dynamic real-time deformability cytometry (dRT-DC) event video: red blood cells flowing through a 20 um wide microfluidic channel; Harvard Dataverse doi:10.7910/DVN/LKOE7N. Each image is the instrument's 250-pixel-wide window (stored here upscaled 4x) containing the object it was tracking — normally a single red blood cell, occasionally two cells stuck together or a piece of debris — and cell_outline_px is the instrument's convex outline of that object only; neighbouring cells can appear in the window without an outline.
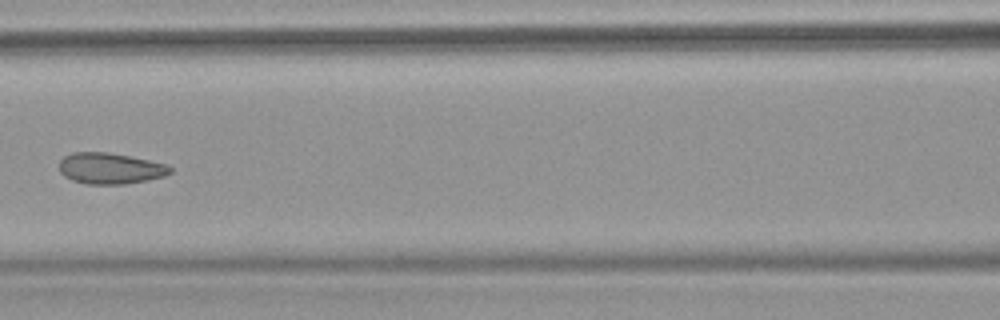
{"species": "common noctule bat (a hibernating species)", "species_latin": "Nyctalus noctula", "temperature_condition": "warm", "stored_images_in_passage": 7, "camera_frame_rate_fps": 3000, "um_per_image_px": 0.085, "animal": {"sex": "female", "body_mass_g": 18.4}, "frame": {"image": 1, "passage_image": 6, "time_ms": 7.0, "image_size_px": [1000, 320], "cell_outline_px": [[172, 172], [164, 176], [148, 180], [124, 184], [84, 184], [72, 180], [64, 176], [60, 172], [60, 160], [64, 156], [72, 152], [108, 152], [168, 164], [172, 168]], "centroid_in_image_um": [9.36, 14.31], "position_along_channel_um": 157.2, "area_um2": 20.17}}
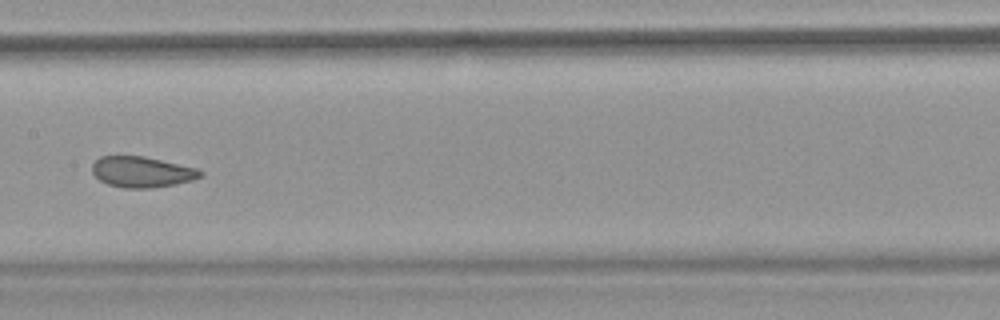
{"frame": {"image": 2, "passage_image": 7, "time_ms": 8.0, "image_size_px": [1000, 320], "cell_outline_px": [[204, 176], [192, 180], [176, 184], [148, 188], [124, 188], [108, 184], [100, 180], [92, 172], [92, 164], [100, 156], [144, 156], [200, 168], [204, 172]], "centroid_in_image_um": [12.11, 14.61], "position_along_channel_um": 195.3, "area_um2": 19.59}}